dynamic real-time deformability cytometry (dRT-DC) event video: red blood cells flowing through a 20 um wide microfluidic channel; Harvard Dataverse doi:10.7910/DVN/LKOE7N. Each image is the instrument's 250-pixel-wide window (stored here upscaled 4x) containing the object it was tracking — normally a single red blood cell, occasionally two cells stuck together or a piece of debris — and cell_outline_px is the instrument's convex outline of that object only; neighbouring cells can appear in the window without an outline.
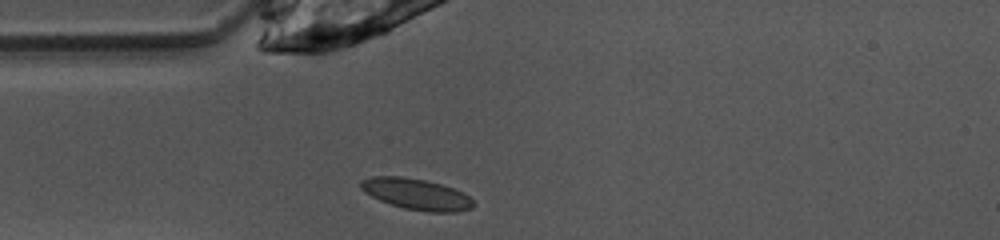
{"species": "common noctule bat (a hibernating species)", "species_latin": "Nyctalus noctula", "temperature_condition": "warm", "stored_images_in_passage": 38, "camera_frame_rate_fps": 3000, "um_per_image_px": 0.085, "animal": {"sex": "female", "body_mass_g": 10.0, "forearm_length_mm": 53.1}, "frame": {"image": 1, "passage_image": 1, "time_ms": 0.0, "image_size_px": [1000, 240], "cell_outline_px": [[476, 204], [472, 208], [456, 212], [428, 212], [404, 208], [380, 200], [364, 192], [360, 188], [360, 180], [372, 176], [404, 176], [424, 180], [440, 184], [452, 188], [468, 196]], "centroid_in_image_um": [35.37, 16.5], "position_along_channel_um": 49.6, "area_um2": 20.29}}
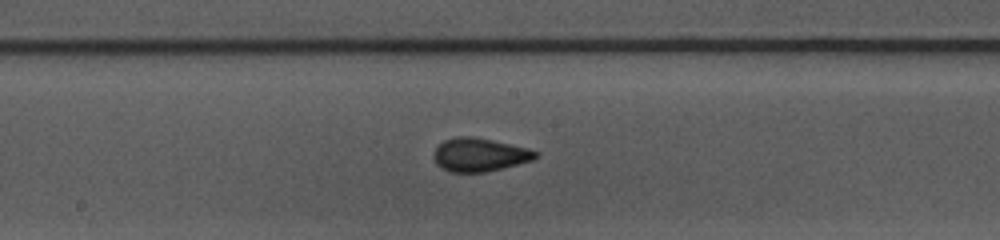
{"frame": {"image": 2, "passage_image": 13, "time_ms": 4.0, "image_size_px": [1000, 240], "cell_outline_px": [[540, 152], [532, 160], [484, 172], [452, 172], [440, 168], [436, 164], [432, 156], [436, 148], [444, 140], [456, 136], [472, 136], [492, 140], [528, 148]], "centroid_in_image_um": [40.72, 13.14], "position_along_channel_um": 207.5, "area_um2": 19.71}}
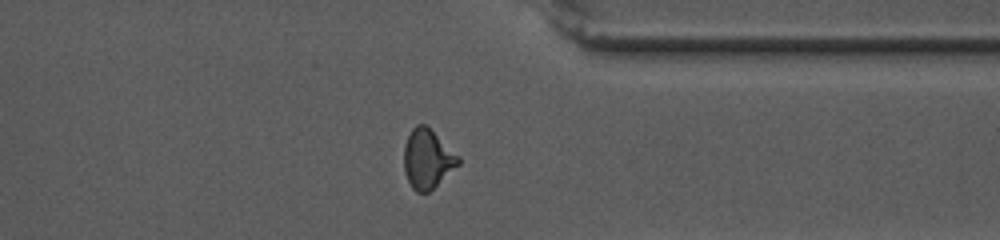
{"frame": {"image": 3, "passage_image": 26, "time_ms": 8.333, "image_size_px": [1000, 240], "cell_outline_px": [[460, 164], [428, 192], [416, 192], [412, 188], [408, 180], [404, 168], [404, 144], [412, 128], [416, 124], [424, 124], [460, 156]], "centroid_in_image_um": [36.33, 13.51], "position_along_channel_um": 375.1, "area_um2": 18.55}, "authors_computed_cell_mechanics": {"area_um2": 18.6983, "velocity_mm_per_s": 4.0242, "shape_relaxation_time_tau1_ms": 5.6045, "shape_relaxation_time_tau2_ms": 0.9346, "deformation_change_tau1": 0.1543, "deformation_change_tau2": 0.0445}}